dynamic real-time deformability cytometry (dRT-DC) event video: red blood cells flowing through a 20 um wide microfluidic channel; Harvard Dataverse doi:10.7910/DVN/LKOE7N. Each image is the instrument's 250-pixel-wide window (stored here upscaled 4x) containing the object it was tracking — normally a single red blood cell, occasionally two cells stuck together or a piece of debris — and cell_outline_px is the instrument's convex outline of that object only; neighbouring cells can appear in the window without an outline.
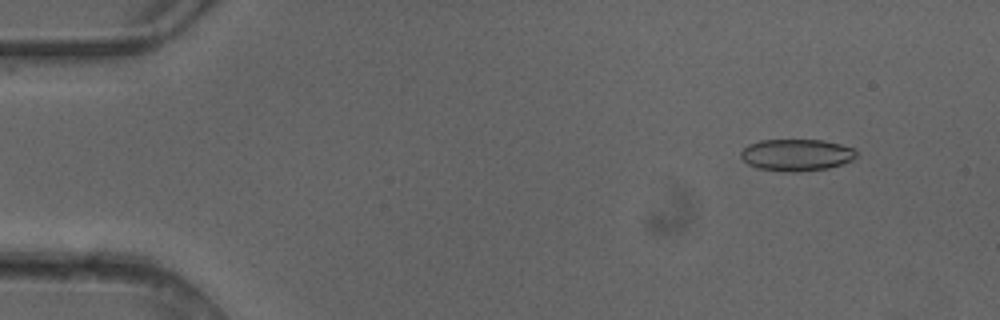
{"species": "common noctule bat (a hibernating species)", "species_latin": "Nyctalus noctula", "temperature_condition": "cold", "stored_images_in_passage": 4, "camera_frame_rate_fps": 3000, "um_per_image_px": 0.085, "animal": {"sex": "female"}, "frame": {"image": 1, "passage_image": 2, "time_ms": 0.333, "image_size_px": [1000, 320], "cell_outline_px": [[856, 156], [852, 160], [828, 168], [796, 172], [792, 172], [756, 168], [748, 164], [740, 156], [740, 152], [748, 144], [760, 140], [824, 140], [856, 148]], "centroid_in_image_um": [67.7, 13.16], "position_along_channel_um": 17.3, "area_um2": 21.44}}